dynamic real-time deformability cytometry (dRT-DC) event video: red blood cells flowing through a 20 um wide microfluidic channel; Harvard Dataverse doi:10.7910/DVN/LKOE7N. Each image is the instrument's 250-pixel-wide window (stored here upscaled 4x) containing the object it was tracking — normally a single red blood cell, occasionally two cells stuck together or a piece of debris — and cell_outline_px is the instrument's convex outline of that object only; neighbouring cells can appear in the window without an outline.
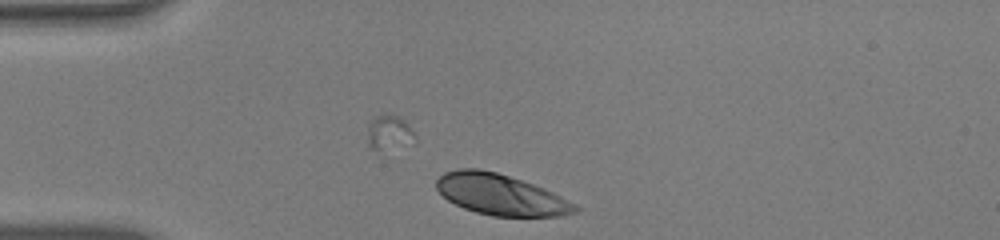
{"species": "human", "species_latin": "Homo sapiens", "temperature_condition": "warm", "stored_images_in_passage": 39, "segment_of_instrument_passage": [1, 2], "camera_frame_rate_fps": 3000, "um_per_image_px": 0.085, "donor": {"sex": "male"}, "frame": {"image": 1, "passage_image": 1, "time_ms": 0.0, "image_size_px": [1000, 240], "cell_outline_px": [[580, 208], [576, 212], [560, 216], [492, 216], [476, 212], [464, 208], [448, 200], [436, 188], [436, 180], [444, 172], [456, 168], [476, 168], [496, 172], [532, 184], [552, 192], [560, 196]], "centroid_in_image_um": [42.51, 16.54], "position_along_channel_um": 42.5, "area_um2": 32.66}}
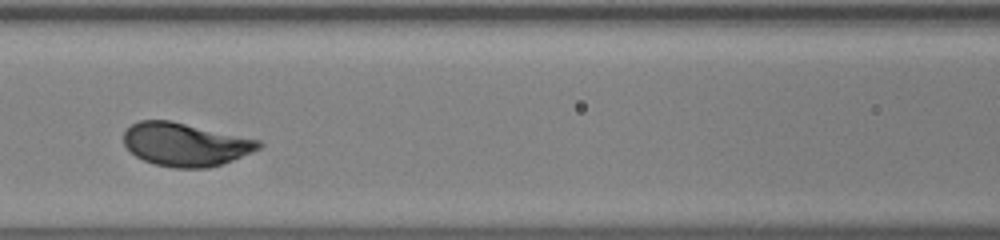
{"frame": {"image": 2, "passage_image": 12, "time_ms": 3.667, "image_size_px": [1000, 240], "cell_outline_px": [[264, 144], [260, 148], [252, 152], [232, 160], [208, 168], [176, 168], [156, 164], [144, 160], [136, 156], [124, 144], [124, 132], [132, 124], [140, 120], [172, 120], [260, 140]], "centroid_in_image_um": [15.77, 12.26], "position_along_channel_um": 150.8, "area_um2": 33.93}}
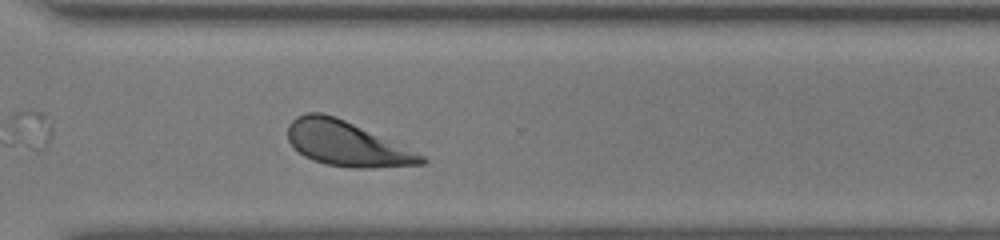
{"frame": {"image": 3, "passage_image": 27, "time_ms": 8.667, "image_size_px": [1000, 240], "cell_outline_px": [[428, 160], [424, 164], [368, 168], [356, 168], [324, 164], [312, 160], [304, 156], [288, 140], [288, 124], [296, 116], [308, 112], [324, 112], [336, 116], [424, 156]], "centroid_in_image_um": [29.42, 12.21], "position_along_channel_um": 341.2, "area_um2": 34.39}}